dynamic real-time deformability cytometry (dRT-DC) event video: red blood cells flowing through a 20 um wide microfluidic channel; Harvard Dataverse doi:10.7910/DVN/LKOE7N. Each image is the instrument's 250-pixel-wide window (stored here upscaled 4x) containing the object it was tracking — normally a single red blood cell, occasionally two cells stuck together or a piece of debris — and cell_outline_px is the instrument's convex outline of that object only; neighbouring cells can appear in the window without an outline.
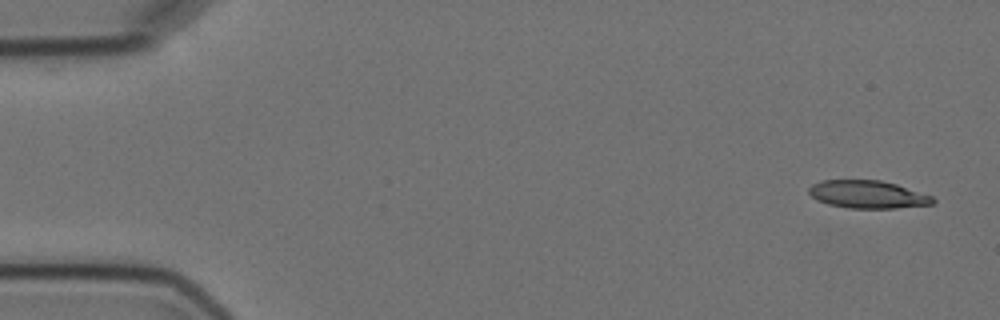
{"species": "Egyptian fruit bat (a non-hibernating species)", "species_latin": "Rousettus aegyptiacus", "temperature_condition": "cold", "stored_images_in_passage": 4, "camera_frame_rate_fps": 3000, "um_per_image_px": 0.085, "animal": {"sex": "female"}, "frame": {"image": 1, "passage_image": 1, "time_ms": 0.0, "image_size_px": [1000, 320], "cell_outline_px": [[936, 200], [932, 204], [896, 208], [848, 208], [828, 204], [816, 200], [808, 192], [808, 188], [812, 184], [820, 180], [880, 180], [896, 184], [932, 196]], "centroid_in_image_um": [73.72, 16.52], "position_along_channel_um": 11.3, "area_um2": 20.06}}